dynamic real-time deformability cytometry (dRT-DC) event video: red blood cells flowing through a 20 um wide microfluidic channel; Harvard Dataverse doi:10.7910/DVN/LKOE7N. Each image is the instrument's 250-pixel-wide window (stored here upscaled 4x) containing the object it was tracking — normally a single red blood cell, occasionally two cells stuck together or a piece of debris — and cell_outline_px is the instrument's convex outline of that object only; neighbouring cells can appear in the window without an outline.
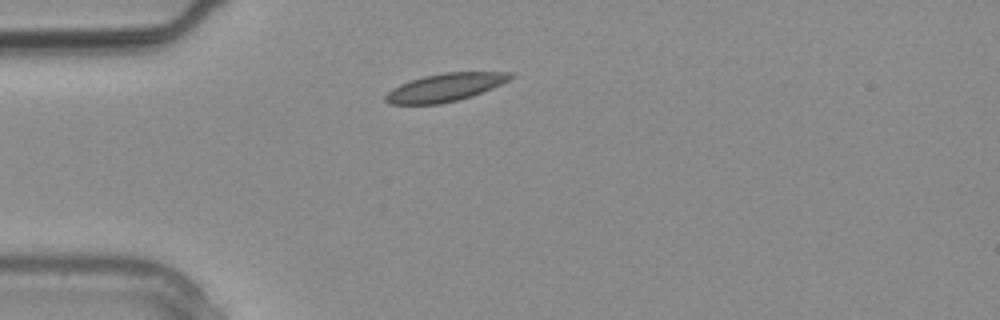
{"species": "common noctule bat (a hibernating species)", "species_latin": "Nyctalus noctula", "temperature_condition": "warm", "stored_images_in_passage": 1, "camera_frame_rate_fps": 3000, "um_per_image_px": 0.085, "animal": {"sex": "male", "body_mass_g": 20.4}, "frame": {"image": 1, "passage_image": 1, "time_ms": 0.0, "image_size_px": [1000, 320], "cell_outline_px": [[516, 76], [492, 88], [472, 96], [440, 104], [388, 104], [384, 100], [384, 96], [392, 88], [400, 84], [424, 76], [444, 72], [512, 72]], "centroid_in_image_um": [37.83, 7.43], "position_along_channel_um": 47.2, "area_um2": 20.29}}